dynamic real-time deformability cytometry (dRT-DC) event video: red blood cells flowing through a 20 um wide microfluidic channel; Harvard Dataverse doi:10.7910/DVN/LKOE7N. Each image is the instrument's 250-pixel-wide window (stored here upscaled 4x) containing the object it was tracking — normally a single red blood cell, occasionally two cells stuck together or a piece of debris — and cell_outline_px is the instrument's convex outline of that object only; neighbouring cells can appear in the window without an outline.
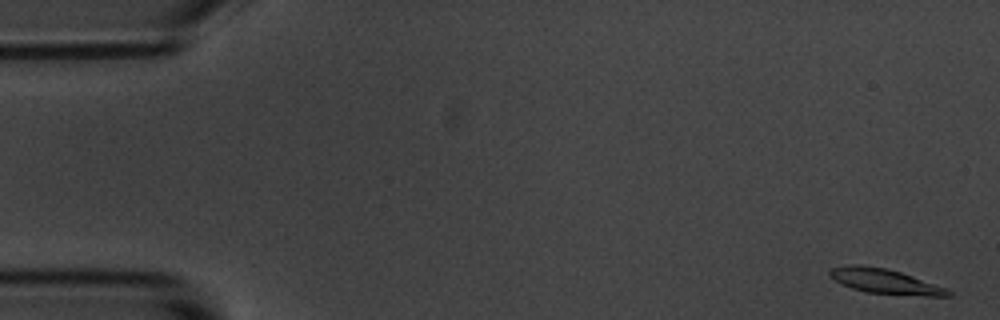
{"species": "common noctule bat (a hibernating species)", "species_latin": "Nyctalus noctula", "temperature_condition": "room temperature", "stored_images_in_passage": 56, "camera_frame_rate_fps": 3000, "um_per_image_px": 0.085, "animal": {"sex": "male", "body_mass_g": 20.1, "forearm_length_mm": 53.5}, "frame": {"image": 1, "passage_image": 1, "time_ms": 0.0, "image_size_px": [1000, 320], "cell_outline_px": [[952, 296], [928, 296], [864, 292], [840, 284], [828, 276], [828, 268], [852, 264], [860, 264], [884, 268], [900, 272], [948, 288], [952, 292]], "centroid_in_image_um": [75.18, 23.91], "position_along_channel_um": 9.8, "area_um2": 17.28}}
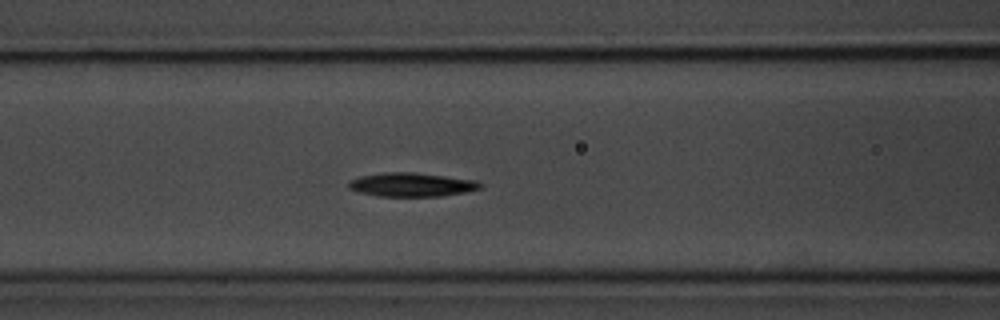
{"frame": {"image": 2, "passage_image": 22, "time_ms": 7.0, "image_size_px": [1000, 320], "cell_outline_px": [[484, 184], [480, 188], [464, 192], [440, 196], [380, 196], [360, 192], [348, 188], [348, 184], [352, 180], [360, 176], [384, 172], [416, 172], [480, 180]], "centroid_in_image_um": [35.05, 15.68], "position_along_channel_um": 131.6, "area_um2": 18.32}}
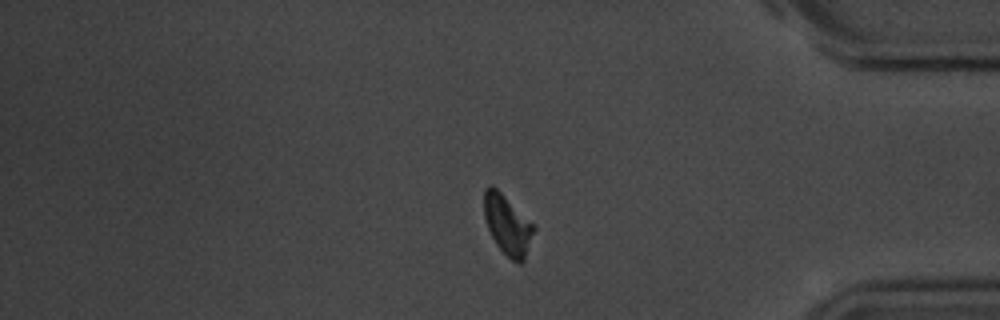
{"frame": {"image": 3, "passage_image": 46, "time_ms": 15.0, "image_size_px": [1000, 320], "cell_outline_px": [[536, 228], [524, 260], [520, 264], [516, 264], [496, 244], [488, 228], [484, 216], [484, 188], [492, 184], [536, 224]], "centroid_in_image_um": [43.17, 19.09], "position_along_channel_um": 392.0, "area_um2": 17.51}, "authors_computed_cell_mechanics": {"area_um2": 17.5134, "velocity_mm_per_s": 3.5817, "shape_relaxation_time_tau1_ms": 3.1509, "shape_relaxation_time_tau2_ms": null, "deformation_change_tau1": 0.1234, "deformation_change_tau2": null}}